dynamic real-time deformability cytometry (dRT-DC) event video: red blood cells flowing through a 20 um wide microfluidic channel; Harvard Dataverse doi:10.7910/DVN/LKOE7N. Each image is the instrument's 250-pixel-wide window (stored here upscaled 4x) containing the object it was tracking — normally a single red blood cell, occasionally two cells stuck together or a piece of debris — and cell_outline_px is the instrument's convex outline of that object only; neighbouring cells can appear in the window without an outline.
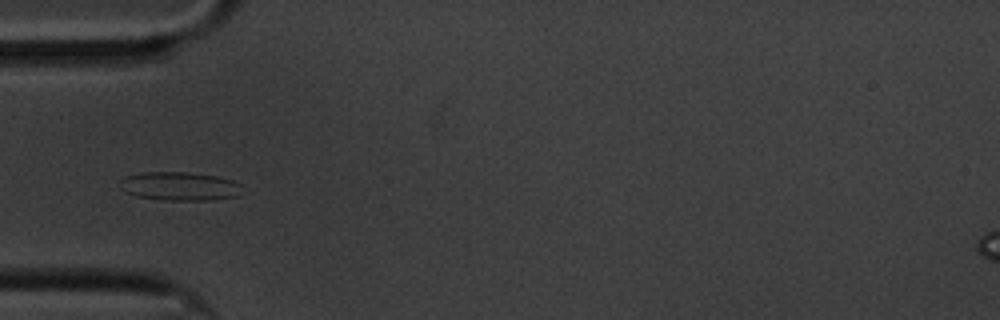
{"species": "common noctule bat (a hibernating species)", "species_latin": "Nyctalus noctula", "temperature_condition": "cold", "stored_images_in_passage": 42, "camera_frame_rate_fps": 3000, "um_per_image_px": 0.085, "animal": {"sex": "male", "body_mass_g": 20.1, "forearm_length_mm": 53.5}, "frame": {"image": 1, "passage_image": 1, "time_ms": 0.0, "image_size_px": [1000, 320], "cell_outline_px": [[240, 196], [212, 200], [164, 200], [136, 196], [124, 192], [120, 188], [120, 180], [124, 176], [144, 172], [188, 172], [216, 176], [232, 180], [240, 184]], "centroid_in_image_um": [15.24, 15.83], "position_along_channel_um": 69.8, "area_um2": 20.52}}
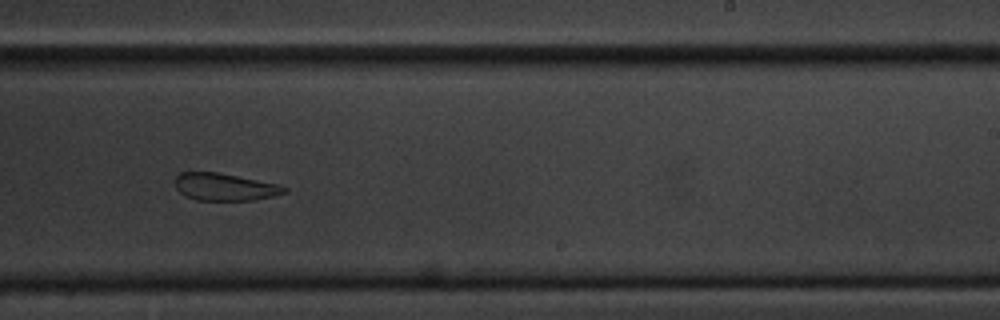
{"frame": {"image": 2, "passage_image": 19, "time_ms": 6.0, "image_size_px": [1000, 320], "cell_outline_px": [[288, 192], [272, 196], [252, 200], [196, 200], [184, 196], [176, 188], [176, 176], [180, 172], [216, 172], [276, 184], [288, 188]], "centroid_in_image_um": [19.07, 15.9], "position_along_channel_um": 269.9, "area_um2": 17.17}}
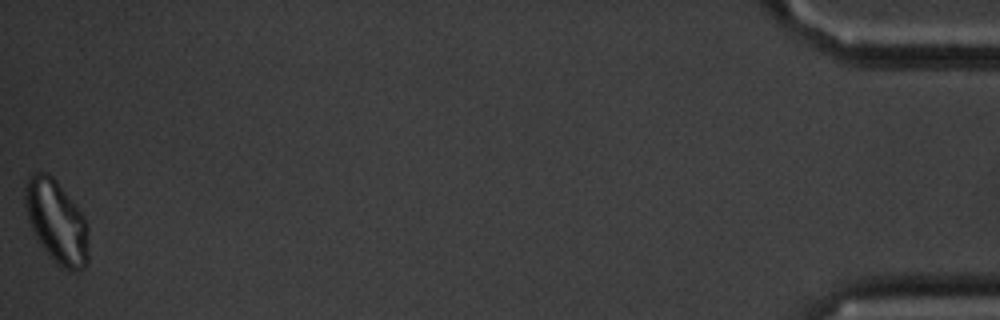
{"frame": {"image": 3, "passage_image": 42, "time_ms": 13.667, "image_size_px": [1000, 320], "cell_outline_px": [[88, 264], [84, 268], [76, 272], [72, 272], [60, 268], [40, 244], [28, 220], [24, 204], [24, 188], [28, 176], [32, 172], [44, 172], [52, 176], [56, 180], [76, 204], [84, 216], [88, 224]], "centroid_in_image_um": [4.82, 18.85], "position_along_channel_um": 430.4, "area_um2": 31.15}, "authors_computed_cell_mechanics": {"area_um2": 19.3052, "velocity_mm_per_s": 3.3371, "shape_relaxation_time_tau1_ms": 10.5216, "shape_relaxation_time_tau2_ms": 3.0288, "deformation_change_tau1": 0.1563, "deformation_change_tau2": 0.0991}}